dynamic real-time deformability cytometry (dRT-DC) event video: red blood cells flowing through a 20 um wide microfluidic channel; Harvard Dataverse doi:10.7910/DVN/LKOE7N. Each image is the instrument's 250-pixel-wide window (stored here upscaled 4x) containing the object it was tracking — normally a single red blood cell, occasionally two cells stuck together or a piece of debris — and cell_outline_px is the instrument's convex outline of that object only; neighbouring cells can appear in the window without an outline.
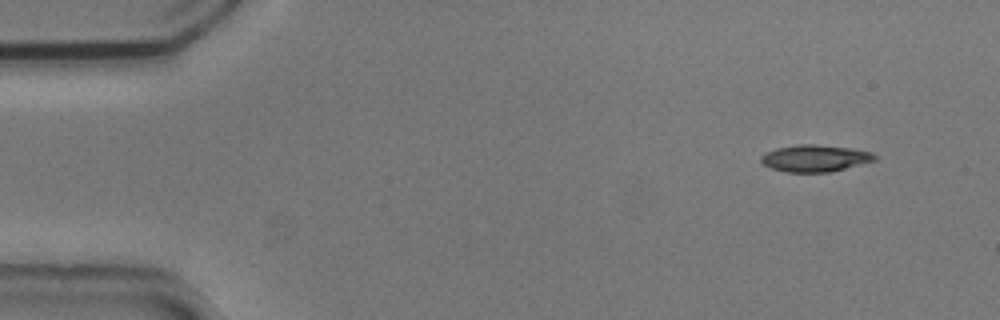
{"species": "common noctule bat (a hibernating species)", "species_latin": "Nyctalus noctula", "temperature_condition": "cold", "stored_images_in_passage": 4, "camera_frame_rate_fps": 3000, "um_per_image_px": 0.085, "animal": {"sex": "male", "body_mass_g": 20.5, "forearm_length_mm": 52.5}, "frame": {"image": 1, "passage_image": 1, "time_ms": 0.0, "image_size_px": [1000, 320], "cell_outline_px": [[876, 160], [832, 172], [788, 172], [772, 168], [764, 164], [760, 160], [760, 156], [776, 148], [800, 144], [816, 144], [848, 148], [872, 152], [876, 156]], "centroid_in_image_um": [69.29, 13.45], "position_along_channel_um": 15.7, "area_um2": 17.63}}
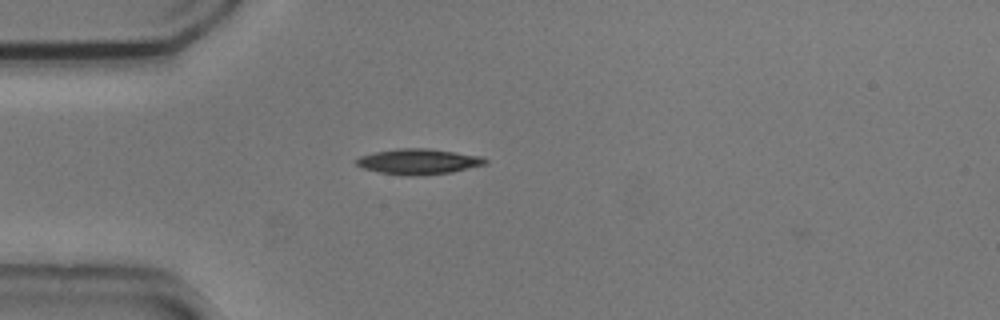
{"frame": {"image": 2, "passage_image": 3, "time_ms": 0.667, "image_size_px": [1000, 320], "cell_outline_px": [[488, 164], [452, 172], [412, 176], [404, 176], [380, 172], [364, 168], [356, 164], [356, 160], [360, 156], [376, 152], [396, 148], [428, 148], [484, 156], [488, 160]], "centroid_in_image_um": [35.63, 13.73], "position_along_channel_um": 49.4, "area_um2": 19.25}}